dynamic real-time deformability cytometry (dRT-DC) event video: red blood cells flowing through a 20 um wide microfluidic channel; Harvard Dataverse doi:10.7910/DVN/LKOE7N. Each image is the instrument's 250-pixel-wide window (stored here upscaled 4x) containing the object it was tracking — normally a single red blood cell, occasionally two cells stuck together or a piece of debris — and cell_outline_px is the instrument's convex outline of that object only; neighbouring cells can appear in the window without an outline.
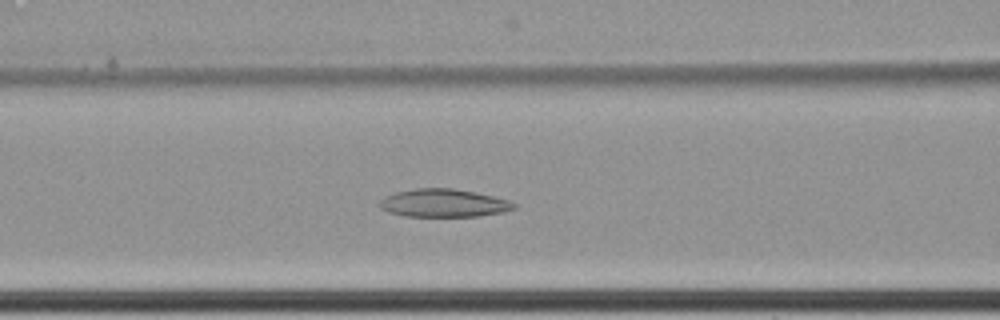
{"species": "common noctule bat (a hibernating species)", "species_latin": "Nyctalus noctula", "temperature_condition": "cold", "stored_images_in_passage": 66, "camera_frame_rate_fps": 3000, "um_per_image_px": 0.085, "animal": {"sex": "female", "body_mass_g": 22.7, "forearm_length_mm": 54.2}, "frame": {"image": 1, "passage_image": 32, "time_ms": 10.333, "image_size_px": [1000, 320], "cell_outline_px": [[516, 208], [504, 212], [480, 216], [404, 216], [388, 212], [380, 208], [380, 200], [396, 192], [416, 188], [452, 188], [476, 192], [512, 200], [516, 204]], "centroid_in_image_um": [37.77, 17.26], "position_along_channel_um": 128.8, "area_um2": 22.02}}
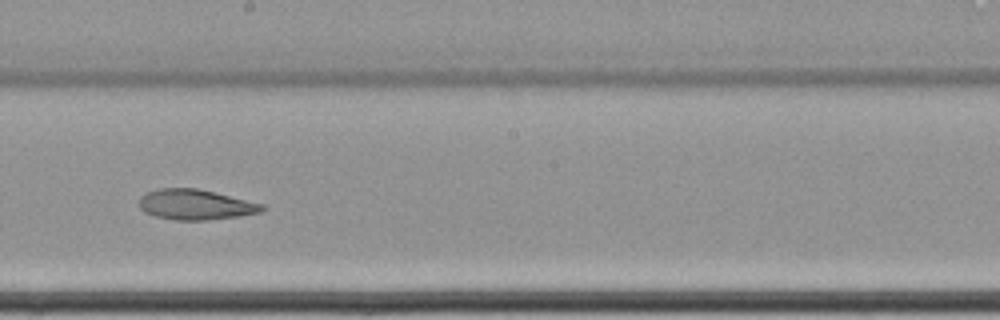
{"frame": {"image": 2, "passage_image": 41, "time_ms": 13.333, "image_size_px": [1000, 320], "cell_outline_px": [[268, 208], [260, 212], [240, 216], [208, 220], [176, 220], [156, 216], [144, 212], [140, 208], [140, 196], [148, 192], [160, 188], [196, 188], [264, 204]], "centroid_in_image_um": [16.64, 17.4], "position_along_channel_um": 231.6, "area_um2": 21.62}}
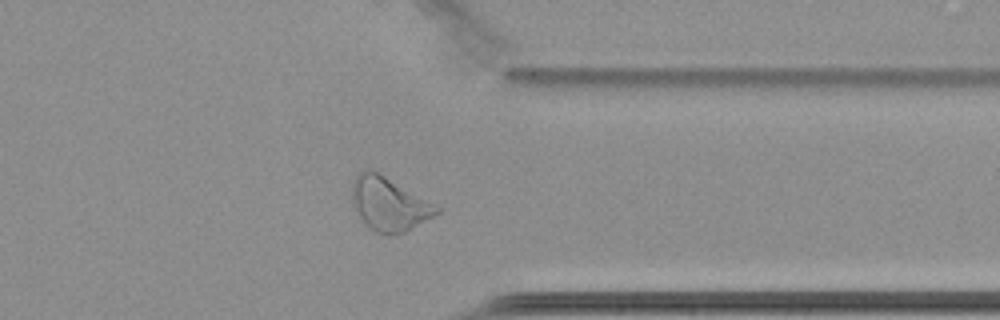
{"frame": {"image": 3, "passage_image": 54, "time_ms": 17.667, "image_size_px": [1000, 320], "cell_outline_px": [[440, 212], [404, 232], [388, 236], [376, 232], [368, 228], [364, 224], [352, 204], [352, 180], [360, 172], [368, 168], [384, 176], [440, 208]], "centroid_in_image_um": [33.0, 17.37], "position_along_channel_um": 378.4, "area_um2": 25.89}, "authors_computed_cell_mechanics": {"area_um2": 28.3509, "velocity_mm_per_s": 3.4287, "shape_relaxation_time_tau1_ms": null, "shape_relaxation_time_tau2_ms": 5.5485, "deformation_change_tau1": null, "deformation_change_tau2": 0.1048}}